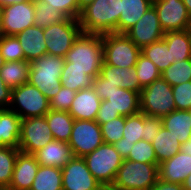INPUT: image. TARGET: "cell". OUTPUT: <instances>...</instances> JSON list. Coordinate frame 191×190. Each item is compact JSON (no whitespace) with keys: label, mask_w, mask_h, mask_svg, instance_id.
Here are the masks:
<instances>
[{"label":"cell","mask_w":191,"mask_h":190,"mask_svg":"<svg viewBox=\"0 0 191 190\" xmlns=\"http://www.w3.org/2000/svg\"><path fill=\"white\" fill-rule=\"evenodd\" d=\"M43 32L47 54L64 58L82 31L78 19L66 18L62 22L44 28Z\"/></svg>","instance_id":"9"},{"label":"cell","mask_w":191,"mask_h":190,"mask_svg":"<svg viewBox=\"0 0 191 190\" xmlns=\"http://www.w3.org/2000/svg\"><path fill=\"white\" fill-rule=\"evenodd\" d=\"M161 77L171 86L191 81V59L175 61L161 73Z\"/></svg>","instance_id":"35"},{"label":"cell","mask_w":191,"mask_h":190,"mask_svg":"<svg viewBox=\"0 0 191 190\" xmlns=\"http://www.w3.org/2000/svg\"><path fill=\"white\" fill-rule=\"evenodd\" d=\"M125 116H119L100 125L104 143L114 144L123 137Z\"/></svg>","instance_id":"39"},{"label":"cell","mask_w":191,"mask_h":190,"mask_svg":"<svg viewBox=\"0 0 191 190\" xmlns=\"http://www.w3.org/2000/svg\"><path fill=\"white\" fill-rule=\"evenodd\" d=\"M183 4L186 6L187 12L191 17V0H182Z\"/></svg>","instance_id":"54"},{"label":"cell","mask_w":191,"mask_h":190,"mask_svg":"<svg viewBox=\"0 0 191 190\" xmlns=\"http://www.w3.org/2000/svg\"><path fill=\"white\" fill-rule=\"evenodd\" d=\"M21 118L10 109H0V146L19 147Z\"/></svg>","instance_id":"23"},{"label":"cell","mask_w":191,"mask_h":190,"mask_svg":"<svg viewBox=\"0 0 191 190\" xmlns=\"http://www.w3.org/2000/svg\"><path fill=\"white\" fill-rule=\"evenodd\" d=\"M3 32L5 36H14L34 25V0L1 8Z\"/></svg>","instance_id":"14"},{"label":"cell","mask_w":191,"mask_h":190,"mask_svg":"<svg viewBox=\"0 0 191 190\" xmlns=\"http://www.w3.org/2000/svg\"><path fill=\"white\" fill-rule=\"evenodd\" d=\"M151 144L155 151L158 165L178 153L182 145L177 137L163 126Z\"/></svg>","instance_id":"28"},{"label":"cell","mask_w":191,"mask_h":190,"mask_svg":"<svg viewBox=\"0 0 191 190\" xmlns=\"http://www.w3.org/2000/svg\"><path fill=\"white\" fill-rule=\"evenodd\" d=\"M15 36L21 44L26 61L31 62L47 54L44 32L39 26H30Z\"/></svg>","instance_id":"19"},{"label":"cell","mask_w":191,"mask_h":190,"mask_svg":"<svg viewBox=\"0 0 191 190\" xmlns=\"http://www.w3.org/2000/svg\"><path fill=\"white\" fill-rule=\"evenodd\" d=\"M180 151L187 155H191V134L189 140L181 145Z\"/></svg>","instance_id":"50"},{"label":"cell","mask_w":191,"mask_h":190,"mask_svg":"<svg viewBox=\"0 0 191 190\" xmlns=\"http://www.w3.org/2000/svg\"><path fill=\"white\" fill-rule=\"evenodd\" d=\"M35 16L34 25L44 29L50 25L64 21L67 17L60 11L52 8L51 5L40 0H34Z\"/></svg>","instance_id":"34"},{"label":"cell","mask_w":191,"mask_h":190,"mask_svg":"<svg viewBox=\"0 0 191 190\" xmlns=\"http://www.w3.org/2000/svg\"><path fill=\"white\" fill-rule=\"evenodd\" d=\"M163 40L170 49L171 64L191 59V29L165 32Z\"/></svg>","instance_id":"25"},{"label":"cell","mask_w":191,"mask_h":190,"mask_svg":"<svg viewBox=\"0 0 191 190\" xmlns=\"http://www.w3.org/2000/svg\"><path fill=\"white\" fill-rule=\"evenodd\" d=\"M150 190H184V187L181 184L168 183L158 178Z\"/></svg>","instance_id":"49"},{"label":"cell","mask_w":191,"mask_h":190,"mask_svg":"<svg viewBox=\"0 0 191 190\" xmlns=\"http://www.w3.org/2000/svg\"><path fill=\"white\" fill-rule=\"evenodd\" d=\"M62 12L67 18L78 19L81 11L77 0H40Z\"/></svg>","instance_id":"43"},{"label":"cell","mask_w":191,"mask_h":190,"mask_svg":"<svg viewBox=\"0 0 191 190\" xmlns=\"http://www.w3.org/2000/svg\"><path fill=\"white\" fill-rule=\"evenodd\" d=\"M5 64V60L2 57V54L0 53V68Z\"/></svg>","instance_id":"56"},{"label":"cell","mask_w":191,"mask_h":190,"mask_svg":"<svg viewBox=\"0 0 191 190\" xmlns=\"http://www.w3.org/2000/svg\"><path fill=\"white\" fill-rule=\"evenodd\" d=\"M91 87L101 100H106L108 95H110L113 91L116 90V88H118L112 83H106V79H104L100 74L93 79Z\"/></svg>","instance_id":"45"},{"label":"cell","mask_w":191,"mask_h":190,"mask_svg":"<svg viewBox=\"0 0 191 190\" xmlns=\"http://www.w3.org/2000/svg\"><path fill=\"white\" fill-rule=\"evenodd\" d=\"M0 53L5 62L25 60L21 44L15 35L0 37Z\"/></svg>","instance_id":"38"},{"label":"cell","mask_w":191,"mask_h":190,"mask_svg":"<svg viewBox=\"0 0 191 190\" xmlns=\"http://www.w3.org/2000/svg\"><path fill=\"white\" fill-rule=\"evenodd\" d=\"M76 93V91L62 86L60 91L49 101L50 110L68 112Z\"/></svg>","instance_id":"42"},{"label":"cell","mask_w":191,"mask_h":190,"mask_svg":"<svg viewBox=\"0 0 191 190\" xmlns=\"http://www.w3.org/2000/svg\"><path fill=\"white\" fill-rule=\"evenodd\" d=\"M105 107H111L121 116H129L140 112L139 92L116 88L105 100Z\"/></svg>","instance_id":"22"},{"label":"cell","mask_w":191,"mask_h":190,"mask_svg":"<svg viewBox=\"0 0 191 190\" xmlns=\"http://www.w3.org/2000/svg\"><path fill=\"white\" fill-rule=\"evenodd\" d=\"M153 5V0H121L119 34H125Z\"/></svg>","instance_id":"24"},{"label":"cell","mask_w":191,"mask_h":190,"mask_svg":"<svg viewBox=\"0 0 191 190\" xmlns=\"http://www.w3.org/2000/svg\"><path fill=\"white\" fill-rule=\"evenodd\" d=\"M173 98L178 110H191V81L172 86Z\"/></svg>","instance_id":"41"},{"label":"cell","mask_w":191,"mask_h":190,"mask_svg":"<svg viewBox=\"0 0 191 190\" xmlns=\"http://www.w3.org/2000/svg\"><path fill=\"white\" fill-rule=\"evenodd\" d=\"M43 166L63 168L64 165L73 157L71 147L66 142L53 139L45 147L33 154Z\"/></svg>","instance_id":"20"},{"label":"cell","mask_w":191,"mask_h":190,"mask_svg":"<svg viewBox=\"0 0 191 190\" xmlns=\"http://www.w3.org/2000/svg\"><path fill=\"white\" fill-rule=\"evenodd\" d=\"M4 35L3 32V24H2V13H1V9H0V37Z\"/></svg>","instance_id":"55"},{"label":"cell","mask_w":191,"mask_h":190,"mask_svg":"<svg viewBox=\"0 0 191 190\" xmlns=\"http://www.w3.org/2000/svg\"><path fill=\"white\" fill-rule=\"evenodd\" d=\"M140 112L162 118L176 110L172 86L162 77L142 88L139 93Z\"/></svg>","instance_id":"6"},{"label":"cell","mask_w":191,"mask_h":190,"mask_svg":"<svg viewBox=\"0 0 191 190\" xmlns=\"http://www.w3.org/2000/svg\"><path fill=\"white\" fill-rule=\"evenodd\" d=\"M134 68L139 79V85L142 88L161 78V72L156 65L142 54L138 56Z\"/></svg>","instance_id":"36"},{"label":"cell","mask_w":191,"mask_h":190,"mask_svg":"<svg viewBox=\"0 0 191 190\" xmlns=\"http://www.w3.org/2000/svg\"><path fill=\"white\" fill-rule=\"evenodd\" d=\"M64 60L69 68L85 71L93 79L100 74L103 60V35L81 32Z\"/></svg>","instance_id":"2"},{"label":"cell","mask_w":191,"mask_h":190,"mask_svg":"<svg viewBox=\"0 0 191 190\" xmlns=\"http://www.w3.org/2000/svg\"><path fill=\"white\" fill-rule=\"evenodd\" d=\"M162 128L161 118L154 116H147L144 114V140L152 142L155 136L159 133Z\"/></svg>","instance_id":"44"},{"label":"cell","mask_w":191,"mask_h":190,"mask_svg":"<svg viewBox=\"0 0 191 190\" xmlns=\"http://www.w3.org/2000/svg\"><path fill=\"white\" fill-rule=\"evenodd\" d=\"M164 32L191 29V17L182 0H153Z\"/></svg>","instance_id":"13"},{"label":"cell","mask_w":191,"mask_h":190,"mask_svg":"<svg viewBox=\"0 0 191 190\" xmlns=\"http://www.w3.org/2000/svg\"><path fill=\"white\" fill-rule=\"evenodd\" d=\"M121 0H94L81 10L78 18L83 33L119 34Z\"/></svg>","instance_id":"1"},{"label":"cell","mask_w":191,"mask_h":190,"mask_svg":"<svg viewBox=\"0 0 191 190\" xmlns=\"http://www.w3.org/2000/svg\"><path fill=\"white\" fill-rule=\"evenodd\" d=\"M100 125L95 120H74L68 145L74 157H84L102 145Z\"/></svg>","instance_id":"11"},{"label":"cell","mask_w":191,"mask_h":190,"mask_svg":"<svg viewBox=\"0 0 191 190\" xmlns=\"http://www.w3.org/2000/svg\"><path fill=\"white\" fill-rule=\"evenodd\" d=\"M61 85L78 92L81 89L92 86L93 78L78 68H69V62L65 61L61 73Z\"/></svg>","instance_id":"31"},{"label":"cell","mask_w":191,"mask_h":190,"mask_svg":"<svg viewBox=\"0 0 191 190\" xmlns=\"http://www.w3.org/2000/svg\"><path fill=\"white\" fill-rule=\"evenodd\" d=\"M29 70V61H9L0 68V77L10 89H14L28 83Z\"/></svg>","instance_id":"29"},{"label":"cell","mask_w":191,"mask_h":190,"mask_svg":"<svg viewBox=\"0 0 191 190\" xmlns=\"http://www.w3.org/2000/svg\"><path fill=\"white\" fill-rule=\"evenodd\" d=\"M101 101L92 87L84 88L76 93L68 112L74 120H96Z\"/></svg>","instance_id":"18"},{"label":"cell","mask_w":191,"mask_h":190,"mask_svg":"<svg viewBox=\"0 0 191 190\" xmlns=\"http://www.w3.org/2000/svg\"><path fill=\"white\" fill-rule=\"evenodd\" d=\"M141 49L126 35L103 34V60L116 67L134 68Z\"/></svg>","instance_id":"8"},{"label":"cell","mask_w":191,"mask_h":190,"mask_svg":"<svg viewBox=\"0 0 191 190\" xmlns=\"http://www.w3.org/2000/svg\"><path fill=\"white\" fill-rule=\"evenodd\" d=\"M52 140V131L45 116L21 119L20 152L34 154Z\"/></svg>","instance_id":"10"},{"label":"cell","mask_w":191,"mask_h":190,"mask_svg":"<svg viewBox=\"0 0 191 190\" xmlns=\"http://www.w3.org/2000/svg\"><path fill=\"white\" fill-rule=\"evenodd\" d=\"M183 187L184 190H191V173L186 177Z\"/></svg>","instance_id":"52"},{"label":"cell","mask_w":191,"mask_h":190,"mask_svg":"<svg viewBox=\"0 0 191 190\" xmlns=\"http://www.w3.org/2000/svg\"><path fill=\"white\" fill-rule=\"evenodd\" d=\"M30 0H0V9L15 3H23Z\"/></svg>","instance_id":"51"},{"label":"cell","mask_w":191,"mask_h":190,"mask_svg":"<svg viewBox=\"0 0 191 190\" xmlns=\"http://www.w3.org/2000/svg\"><path fill=\"white\" fill-rule=\"evenodd\" d=\"M157 179V163H140L123 159L109 190H150Z\"/></svg>","instance_id":"4"},{"label":"cell","mask_w":191,"mask_h":190,"mask_svg":"<svg viewBox=\"0 0 191 190\" xmlns=\"http://www.w3.org/2000/svg\"><path fill=\"white\" fill-rule=\"evenodd\" d=\"M83 159L96 180L104 189L109 190L123 162V158L114 145L103 143L94 151L84 156Z\"/></svg>","instance_id":"5"},{"label":"cell","mask_w":191,"mask_h":190,"mask_svg":"<svg viewBox=\"0 0 191 190\" xmlns=\"http://www.w3.org/2000/svg\"><path fill=\"white\" fill-rule=\"evenodd\" d=\"M19 152L18 148L0 146V188L2 190L9 188Z\"/></svg>","instance_id":"32"},{"label":"cell","mask_w":191,"mask_h":190,"mask_svg":"<svg viewBox=\"0 0 191 190\" xmlns=\"http://www.w3.org/2000/svg\"><path fill=\"white\" fill-rule=\"evenodd\" d=\"M144 139V113L138 112L125 117L123 141L137 142Z\"/></svg>","instance_id":"37"},{"label":"cell","mask_w":191,"mask_h":190,"mask_svg":"<svg viewBox=\"0 0 191 190\" xmlns=\"http://www.w3.org/2000/svg\"><path fill=\"white\" fill-rule=\"evenodd\" d=\"M191 173V155L181 151L158 165V178L168 183L183 185Z\"/></svg>","instance_id":"17"},{"label":"cell","mask_w":191,"mask_h":190,"mask_svg":"<svg viewBox=\"0 0 191 190\" xmlns=\"http://www.w3.org/2000/svg\"><path fill=\"white\" fill-rule=\"evenodd\" d=\"M130 161L140 163H157V158L153 146L144 139L137 141L130 150L128 157Z\"/></svg>","instance_id":"40"},{"label":"cell","mask_w":191,"mask_h":190,"mask_svg":"<svg viewBox=\"0 0 191 190\" xmlns=\"http://www.w3.org/2000/svg\"><path fill=\"white\" fill-rule=\"evenodd\" d=\"M62 170L63 190H107L89 171L82 157H72Z\"/></svg>","instance_id":"12"},{"label":"cell","mask_w":191,"mask_h":190,"mask_svg":"<svg viewBox=\"0 0 191 190\" xmlns=\"http://www.w3.org/2000/svg\"><path fill=\"white\" fill-rule=\"evenodd\" d=\"M11 111L21 119L45 116L50 111L47 97L36 87L25 83L11 89Z\"/></svg>","instance_id":"7"},{"label":"cell","mask_w":191,"mask_h":190,"mask_svg":"<svg viewBox=\"0 0 191 190\" xmlns=\"http://www.w3.org/2000/svg\"><path fill=\"white\" fill-rule=\"evenodd\" d=\"M11 103V89L0 77V109H9Z\"/></svg>","instance_id":"47"},{"label":"cell","mask_w":191,"mask_h":190,"mask_svg":"<svg viewBox=\"0 0 191 190\" xmlns=\"http://www.w3.org/2000/svg\"><path fill=\"white\" fill-rule=\"evenodd\" d=\"M39 166L33 154L19 152L13 170L12 181L7 190H30Z\"/></svg>","instance_id":"16"},{"label":"cell","mask_w":191,"mask_h":190,"mask_svg":"<svg viewBox=\"0 0 191 190\" xmlns=\"http://www.w3.org/2000/svg\"><path fill=\"white\" fill-rule=\"evenodd\" d=\"M100 75L106 79V83H112L118 88L128 89L135 92L142 90L135 68H124L108 65L103 62Z\"/></svg>","instance_id":"21"},{"label":"cell","mask_w":191,"mask_h":190,"mask_svg":"<svg viewBox=\"0 0 191 190\" xmlns=\"http://www.w3.org/2000/svg\"><path fill=\"white\" fill-rule=\"evenodd\" d=\"M65 60L61 56L45 54L30 62L28 83L36 86L50 101L62 87L61 73Z\"/></svg>","instance_id":"3"},{"label":"cell","mask_w":191,"mask_h":190,"mask_svg":"<svg viewBox=\"0 0 191 190\" xmlns=\"http://www.w3.org/2000/svg\"><path fill=\"white\" fill-rule=\"evenodd\" d=\"M162 126L174 134L181 144L190 138L191 110H174L161 118Z\"/></svg>","instance_id":"26"},{"label":"cell","mask_w":191,"mask_h":190,"mask_svg":"<svg viewBox=\"0 0 191 190\" xmlns=\"http://www.w3.org/2000/svg\"><path fill=\"white\" fill-rule=\"evenodd\" d=\"M119 116L121 115L118 113V111H115L111 107H105V100H102L95 121L99 125H102L103 123L111 121L112 119H115Z\"/></svg>","instance_id":"46"},{"label":"cell","mask_w":191,"mask_h":190,"mask_svg":"<svg viewBox=\"0 0 191 190\" xmlns=\"http://www.w3.org/2000/svg\"><path fill=\"white\" fill-rule=\"evenodd\" d=\"M93 1L94 0H77V2L79 4V10L81 11L84 7H86L87 5H89Z\"/></svg>","instance_id":"53"},{"label":"cell","mask_w":191,"mask_h":190,"mask_svg":"<svg viewBox=\"0 0 191 190\" xmlns=\"http://www.w3.org/2000/svg\"><path fill=\"white\" fill-rule=\"evenodd\" d=\"M141 54L150 59L161 73L171 65L170 49L163 39L143 47Z\"/></svg>","instance_id":"33"},{"label":"cell","mask_w":191,"mask_h":190,"mask_svg":"<svg viewBox=\"0 0 191 190\" xmlns=\"http://www.w3.org/2000/svg\"><path fill=\"white\" fill-rule=\"evenodd\" d=\"M164 33L159 23L157 11L152 5L125 34L138 48L142 49L145 46L162 40Z\"/></svg>","instance_id":"15"},{"label":"cell","mask_w":191,"mask_h":190,"mask_svg":"<svg viewBox=\"0 0 191 190\" xmlns=\"http://www.w3.org/2000/svg\"><path fill=\"white\" fill-rule=\"evenodd\" d=\"M53 139L68 143L74 125V119L67 111L50 110L45 115Z\"/></svg>","instance_id":"27"},{"label":"cell","mask_w":191,"mask_h":190,"mask_svg":"<svg viewBox=\"0 0 191 190\" xmlns=\"http://www.w3.org/2000/svg\"><path fill=\"white\" fill-rule=\"evenodd\" d=\"M30 190H63L61 168L40 165Z\"/></svg>","instance_id":"30"},{"label":"cell","mask_w":191,"mask_h":190,"mask_svg":"<svg viewBox=\"0 0 191 190\" xmlns=\"http://www.w3.org/2000/svg\"><path fill=\"white\" fill-rule=\"evenodd\" d=\"M135 142H128V141H123V137L116 143H114L115 149L118 151L120 156L123 159H126L130 153V150L133 148V145Z\"/></svg>","instance_id":"48"}]
</instances>
